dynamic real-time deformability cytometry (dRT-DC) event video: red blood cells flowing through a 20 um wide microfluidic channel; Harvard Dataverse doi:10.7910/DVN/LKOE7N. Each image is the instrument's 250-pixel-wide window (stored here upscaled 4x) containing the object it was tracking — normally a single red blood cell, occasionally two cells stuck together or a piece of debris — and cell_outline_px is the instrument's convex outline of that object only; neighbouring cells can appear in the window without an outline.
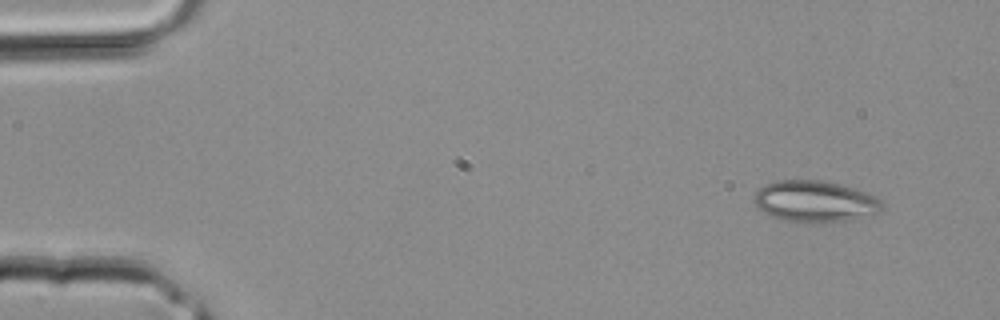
{"species": "common noctule bat (a hibernating species)", "species_latin": "Nyctalus noctula", "temperature_condition": "room temperature", "stored_images_in_passage": 3, "camera_frame_rate_fps": 3000, "um_per_image_px": 0.085, "animal": {"sex": "male", "body_mass_g": 20.4}, "frame": {"image": 1, "passage_image": 1, "time_ms": 0.0, "image_size_px": [1000, 320], "cell_outline_px": [[884, 208], [880, 212], [872, 216], [848, 220], [784, 220], [772, 216], [764, 212], [752, 200], [756, 192], [764, 184], [776, 180], [820, 180], [840, 184], [876, 196], [884, 204]], "centroid_in_image_um": [69.3, 17.08], "position_along_channel_um": 15.7, "area_um2": 30.29}}